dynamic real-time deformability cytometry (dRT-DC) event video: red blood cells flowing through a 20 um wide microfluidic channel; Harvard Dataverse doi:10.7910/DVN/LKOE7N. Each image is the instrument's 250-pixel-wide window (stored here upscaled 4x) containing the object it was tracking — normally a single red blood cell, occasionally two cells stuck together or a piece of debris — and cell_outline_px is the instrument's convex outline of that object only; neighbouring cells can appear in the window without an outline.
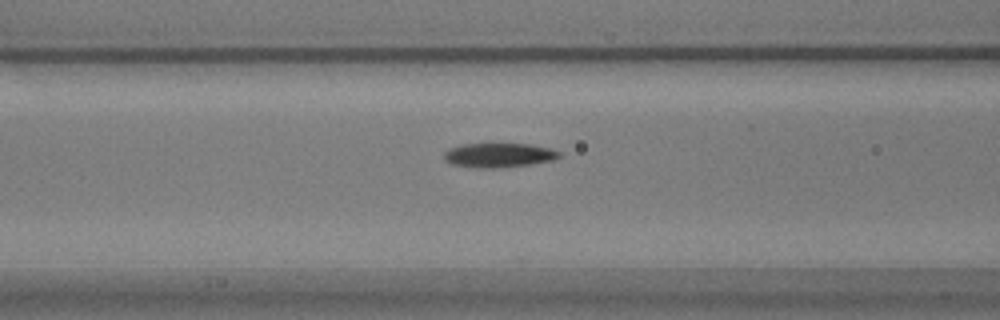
{"species": "common noctule bat (a hibernating species)", "species_latin": "Nyctalus noctula", "temperature_condition": "warm", "stored_images_in_passage": 40, "camera_frame_rate_fps": 3000, "um_per_image_px": 0.085, "animal": {"sex": "male", "body_mass_g": 17.9}, "frame": {"image": 1, "passage_image": 11, "time_ms": 3.333, "image_size_px": [1000, 320], "cell_outline_px": [[560, 156], [552, 160], [528, 164], [500, 168], [476, 168], [452, 164], [444, 160], [444, 152], [448, 148], [460, 144], [532, 144], [548, 148], [560, 152]], "centroid_in_image_um": [42.34, 13.19], "position_along_channel_um": 124.3, "area_um2": 16.3}}
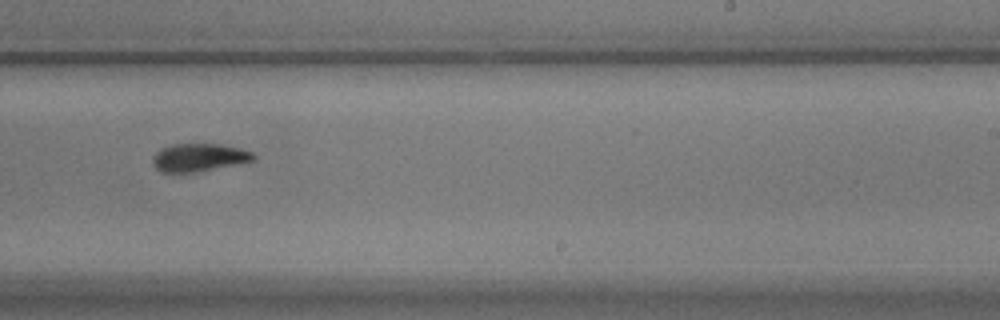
{"frame": {"image": 2, "passage_image": 23, "time_ms": 7.333, "image_size_px": [1000, 320], "cell_outline_px": [[256, 160], [192, 172], [160, 172], [152, 164], [152, 156], [156, 152], [172, 144], [220, 144], [240, 148], [252, 152], [256, 156]], "centroid_in_image_um": [16.9, 13.37], "position_along_channel_um": 272.1, "area_um2": 16.18}}
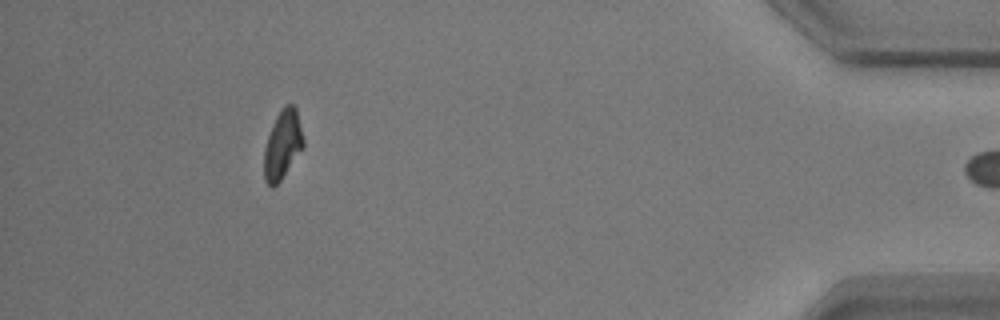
{"frame": {"image": 3, "passage_image": 39, "time_ms": 12.667, "image_size_px": [1000, 320], "cell_outline_px": [[304, 144], [280, 180], [272, 188], [264, 180], [264, 148], [272, 124], [280, 108], [284, 104], [292, 104], [296, 108], [304, 140]], "centroid_in_image_um": [23.99, 12.25], "position_along_channel_um": 411.2, "area_um2": 15.49}}